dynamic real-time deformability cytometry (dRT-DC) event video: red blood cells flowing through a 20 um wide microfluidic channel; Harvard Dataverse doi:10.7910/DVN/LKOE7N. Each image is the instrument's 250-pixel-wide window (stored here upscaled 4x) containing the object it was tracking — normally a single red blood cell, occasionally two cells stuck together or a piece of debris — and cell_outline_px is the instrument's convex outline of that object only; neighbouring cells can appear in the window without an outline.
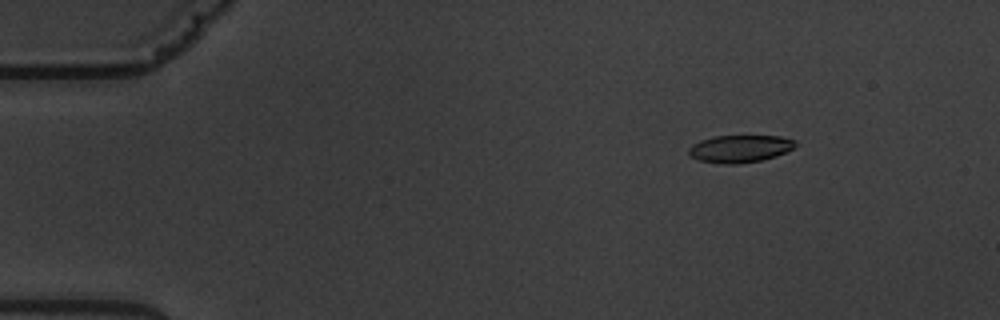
{"species": "common noctule bat (a hibernating species)", "species_latin": "Nyctalus noctula", "temperature_condition": "warm", "stored_images_in_passage": 5, "camera_frame_rate_fps": 3000, "um_per_image_px": 0.085, "animal": {"sex": "male", "body_mass_g": 19.5, "forearm_length_mm": 54.6}, "frame": {"image": 1, "passage_image": 2, "time_ms": 1.667, "image_size_px": [1000, 320], "cell_outline_px": [[796, 144], [792, 148], [776, 156], [760, 160], [740, 164], [724, 164], [700, 160], [692, 156], [688, 152], [688, 148], [692, 144], [700, 140], [712, 136], [780, 136], [796, 140]], "centroid_in_image_um": [62.87, 12.63], "position_along_channel_um": 22.1, "area_um2": 16.94}}
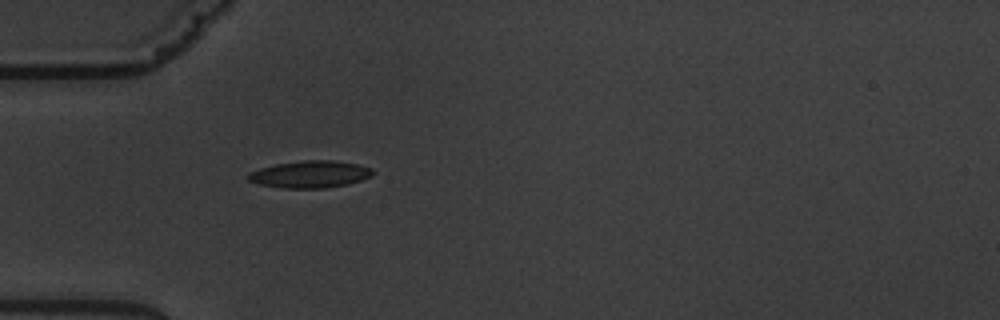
{"frame": {"image": 2, "passage_image": 5, "time_ms": 5.0, "image_size_px": [1000, 320], "cell_outline_px": [[376, 172], [372, 176], [360, 180], [344, 184], [324, 188], [284, 188], [260, 184], [248, 180], [244, 176], [248, 172], [260, 168], [276, 164], [304, 160], [332, 160], [356, 164], [372, 168]], "centroid_in_image_um": [26.33, 14.8], "position_along_channel_um": 58.7, "area_um2": 19.59}}